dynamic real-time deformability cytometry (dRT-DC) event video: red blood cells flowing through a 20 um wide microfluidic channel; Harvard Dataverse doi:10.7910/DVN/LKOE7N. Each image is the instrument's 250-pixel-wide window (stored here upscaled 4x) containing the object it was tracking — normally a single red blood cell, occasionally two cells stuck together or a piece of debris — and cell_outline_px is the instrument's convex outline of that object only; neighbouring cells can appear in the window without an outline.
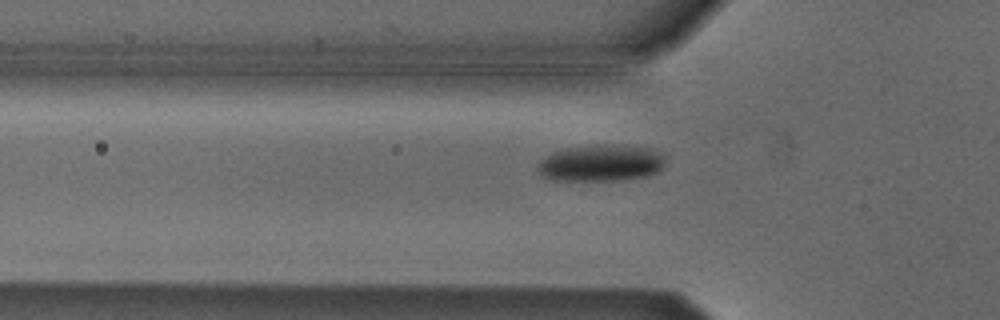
{"species": "Egyptian fruit bat (a non-hibernating species)", "species_latin": "Rousettus aegyptiacus", "temperature_condition": "cold", "stored_images_in_passage": 37, "camera_frame_rate_fps": 3000, "um_per_image_px": 0.085, "animal": {"sex": "male"}, "frame": {"image": 1, "passage_image": 2, "time_ms": 0.333, "image_size_px": [1000, 320], "cell_outline_px": [[668, 156], [660, 172], [648, 176], [624, 180], [548, 180], [540, 176], [536, 168], [536, 164], [540, 160], [552, 152], [564, 148], [596, 144], [652, 148], [664, 152]], "centroid_in_image_um": [51.1, 13.86], "position_along_channel_um": 74.7, "area_um2": 28.03}}
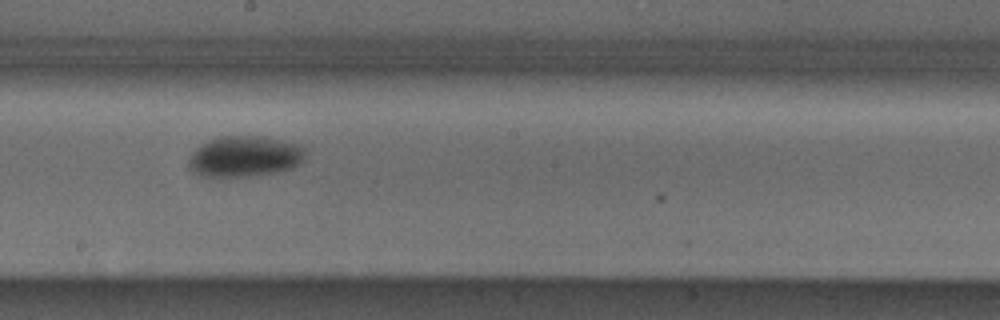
{"frame": {"image": 2, "passage_image": 14, "time_ms": 4.333, "image_size_px": [1000, 320], "cell_outline_px": [[308, 152], [304, 160], [300, 164], [292, 168], [280, 172], [252, 176], [200, 176], [192, 172], [188, 168], [188, 156], [200, 144], [208, 140], [220, 136], [260, 136], [300, 144]], "centroid_in_image_um": [20.8, 13.3], "position_along_channel_um": 227.4, "area_um2": 28.32}}
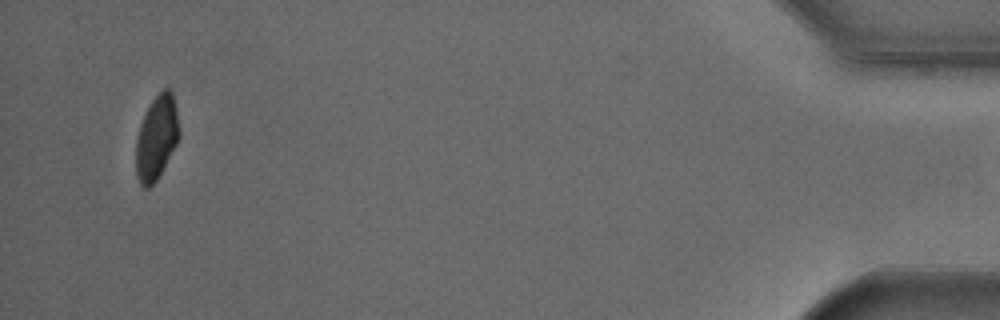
{"frame": {"image": 3, "passage_image": 36, "time_ms": 11.667, "image_size_px": [1000, 320], "cell_outline_px": [[180, 136], [176, 144], [156, 180], [148, 188], [144, 188], [140, 184], [136, 176], [136, 140], [140, 124], [152, 100], [164, 88], [172, 88], [180, 128]], "centroid_in_image_um": [13.32, 11.68], "position_along_channel_um": 421.9, "area_um2": 21.1}}